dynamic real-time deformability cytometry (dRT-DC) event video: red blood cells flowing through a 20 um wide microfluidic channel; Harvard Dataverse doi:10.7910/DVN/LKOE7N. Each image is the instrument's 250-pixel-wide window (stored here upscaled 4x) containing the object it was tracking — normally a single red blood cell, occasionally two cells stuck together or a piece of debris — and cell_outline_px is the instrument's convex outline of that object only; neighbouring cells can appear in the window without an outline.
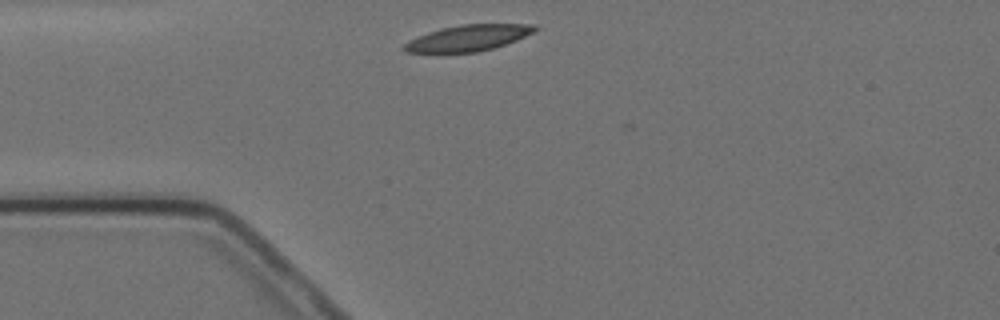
{"species": "Egyptian fruit bat (a non-hibernating species)", "species_latin": "Rousettus aegyptiacus", "temperature_condition": "cold", "stored_images_in_passage": 3, "camera_frame_rate_fps": 3000, "um_per_image_px": 0.085, "animal": {"sex": "female"}, "frame": {"image": 1, "passage_image": 1, "time_ms": 0.0, "image_size_px": [1000, 320], "cell_outline_px": [[536, 28], [532, 32], [516, 40], [492, 48], [476, 52], [404, 52], [400, 48], [408, 40], [416, 36], [440, 28], [460, 24], [536, 24]], "centroid_in_image_um": [39.71, 3.22], "position_along_channel_um": 45.3, "area_um2": 19.71}}
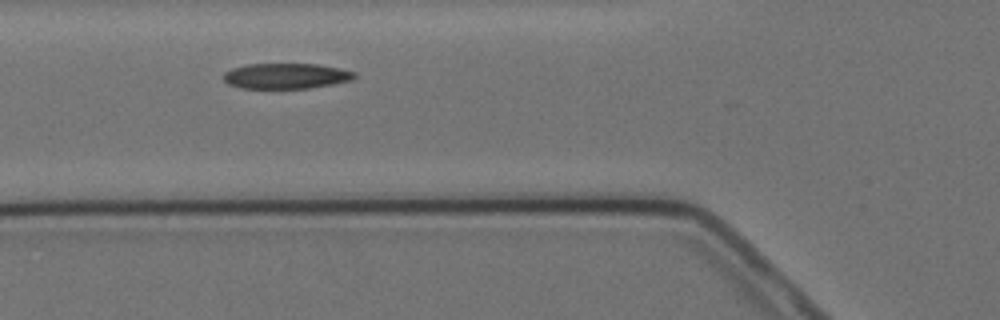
{"frame": {"image": 2, "passage_image": 3, "time_ms": 2.0, "image_size_px": [1000, 320], "cell_outline_px": [[356, 76], [352, 80], [332, 84], [308, 88], [240, 88], [228, 84], [224, 80], [224, 72], [232, 68], [248, 64], [316, 64], [340, 68], [356, 72]], "centroid_in_image_um": [24.31, 6.45], "position_along_channel_um": 101.5, "area_um2": 19.42}}